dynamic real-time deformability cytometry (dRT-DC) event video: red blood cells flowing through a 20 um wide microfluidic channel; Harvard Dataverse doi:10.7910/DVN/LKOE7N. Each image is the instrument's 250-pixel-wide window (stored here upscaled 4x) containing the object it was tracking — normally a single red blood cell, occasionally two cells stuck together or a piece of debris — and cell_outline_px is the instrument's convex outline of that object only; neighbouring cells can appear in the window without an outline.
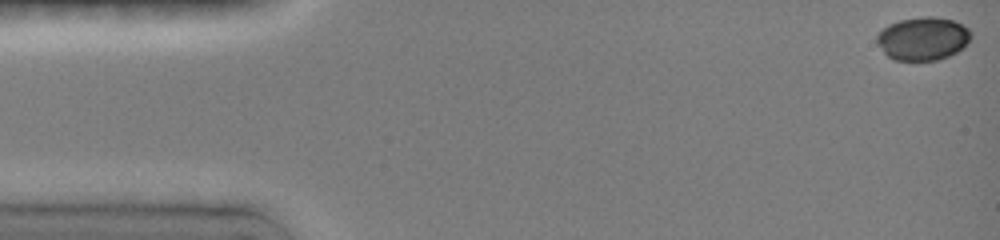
{"species": "common noctule bat (a hibernating species)", "species_latin": "Nyctalus noctula", "temperature_condition": "room temperature", "stored_images_in_passage": 61, "camera_frame_rate_fps": 3000, "um_per_image_px": 0.085, "animal": {"sex": "female", "body_mass_g": 19.0, "forearm_length_mm": 51.5}, "frame": {"image": 1, "passage_image": 1, "time_ms": 0.0, "image_size_px": [1000, 240], "cell_outline_px": [[972, 36], [964, 48], [948, 56], [936, 60], [892, 60], [884, 52], [876, 40], [876, 36], [888, 24], [900, 20], [928, 16], [932, 16], [952, 20], [968, 28], [972, 32]], "centroid_in_image_um": [78.46, 3.28], "position_along_channel_um": 6.5, "area_um2": 23.58}}
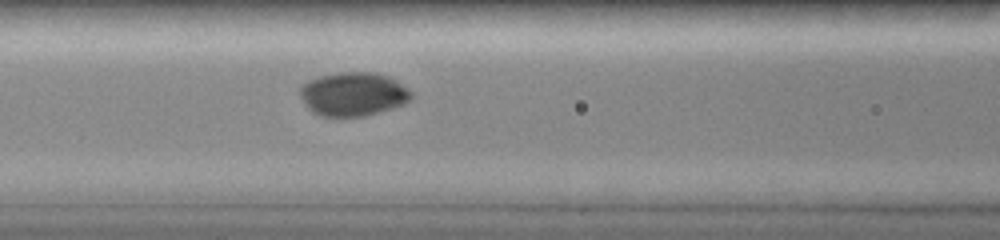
{"frame": {"image": 2, "passage_image": 20, "time_ms": 6.333, "image_size_px": [1000, 240], "cell_outline_px": [[412, 96], [404, 104], [380, 112], [364, 116], [320, 116], [312, 112], [308, 108], [300, 96], [300, 88], [308, 80], [320, 76], [340, 72], [372, 72], [388, 76], [396, 80], [412, 92]], "centroid_in_image_um": [30.02, 8.0], "position_along_channel_um": 136.6, "area_um2": 28.26}}
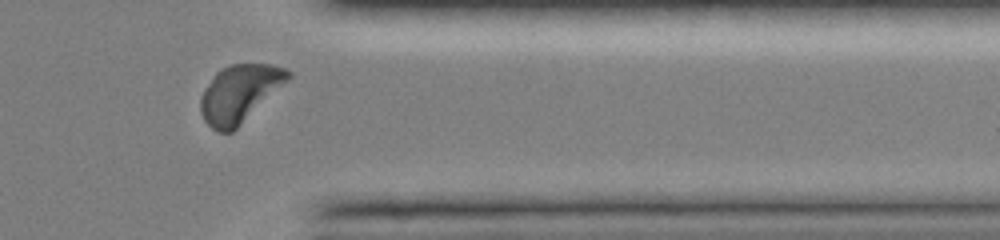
{"frame": {"image": 3, "passage_image": 52, "time_ms": 12.667, "image_size_px": [1000, 240], "cell_outline_px": [[292, 76], [288, 80], [232, 132], [216, 132], [204, 120], [200, 112], [200, 96], [204, 88], [216, 72], [220, 68], [228, 64], [272, 64], [288, 68], [292, 72]], "centroid_in_image_um": [20.34, 7.92], "position_along_channel_um": 391.1, "area_um2": 29.25}, "authors_computed_cell_mechanics": {"area_um2": 27.9752, "velocity_mm_per_s": 4.04, "shape_relaxation_time_tau1_ms": 1.7494, "shape_relaxation_time_tau2_ms": null, "deformation_change_tau1": 0.1102, "deformation_change_tau2": null}}